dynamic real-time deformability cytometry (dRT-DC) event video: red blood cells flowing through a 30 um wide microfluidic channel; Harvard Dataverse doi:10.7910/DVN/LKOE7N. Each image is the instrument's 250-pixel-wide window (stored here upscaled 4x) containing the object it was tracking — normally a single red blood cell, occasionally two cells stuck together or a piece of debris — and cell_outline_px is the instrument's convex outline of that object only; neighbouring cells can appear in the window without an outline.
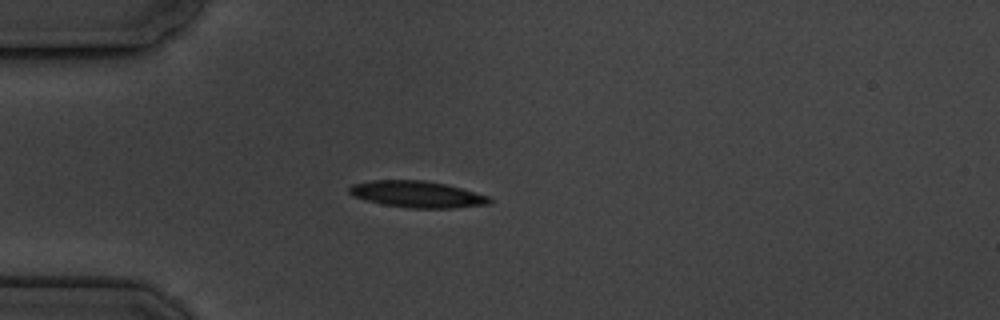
{"species": "common noctule bat (a hibernating species)", "species_latin": "Nyctalus noctula", "temperature_condition": "cold", "stored_images_in_passage": 4, "camera_frame_rate_fps": 3000, "um_per_image_px": 0.085, "animal": {"sex": "male", "body_mass_g": 19.5, "forearm_length_mm": 54.6}, "frame": {"image": 1, "passage_image": 4, "time_ms": 3.333, "image_size_px": [1000, 320], "cell_outline_px": [[492, 204], [452, 208], [408, 208], [384, 204], [368, 200], [356, 196], [348, 192], [348, 188], [352, 184], [372, 180], [424, 180], [444, 184], [460, 188], [488, 196], [492, 200]], "centroid_in_image_um": [35.48, 16.51], "position_along_channel_um": 49.5, "area_um2": 21.44}}